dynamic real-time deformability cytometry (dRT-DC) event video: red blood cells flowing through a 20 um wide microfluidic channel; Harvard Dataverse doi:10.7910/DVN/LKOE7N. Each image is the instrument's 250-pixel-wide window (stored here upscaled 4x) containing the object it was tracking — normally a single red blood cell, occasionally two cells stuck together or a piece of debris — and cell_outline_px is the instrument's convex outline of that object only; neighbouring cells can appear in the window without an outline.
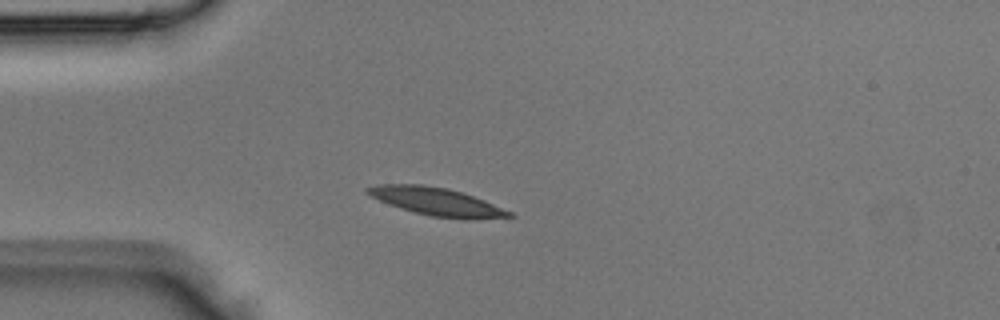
{"species": "Egyptian fruit bat (a non-hibernating species)", "species_latin": "Rousettus aegyptiacus", "temperature_condition": "room temperature", "stored_images_in_passage": 2, "camera_frame_rate_fps": 3000, "um_per_image_px": 0.085, "animal": {"sex": "male"}, "frame": {"image": 1, "passage_image": 2, "time_ms": 0.333, "image_size_px": [1000, 320], "cell_outline_px": [[516, 216], [472, 220], [432, 216], [400, 208], [388, 204], [364, 192], [364, 188], [376, 184], [424, 184], [448, 188], [484, 200], [512, 212]], "centroid_in_image_um": [37.1, 17.13], "position_along_channel_um": 47.9, "area_um2": 23.0}}